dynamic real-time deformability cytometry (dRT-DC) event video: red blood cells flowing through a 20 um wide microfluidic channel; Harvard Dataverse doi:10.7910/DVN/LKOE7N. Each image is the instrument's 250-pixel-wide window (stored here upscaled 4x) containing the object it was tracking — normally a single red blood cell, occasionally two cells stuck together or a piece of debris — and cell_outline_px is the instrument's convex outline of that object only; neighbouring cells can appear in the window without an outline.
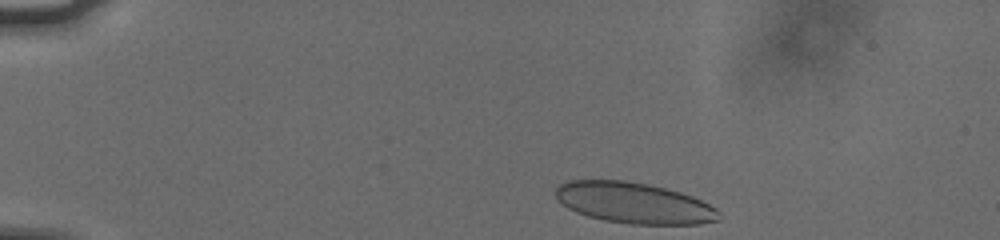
{"species": "human", "species_latin": "Homo sapiens", "temperature_condition": "cold", "stored_images_in_passage": 38, "camera_frame_rate_fps": 3000, "um_per_image_px": 0.085, "donor": {"sex": "male"}, "frame": {"image": 1, "passage_image": 1, "time_ms": 0.0, "image_size_px": [1000, 240], "cell_outline_px": [[720, 220], [700, 224], [632, 224], [604, 220], [588, 216], [576, 212], [568, 208], [556, 196], [556, 188], [560, 184], [568, 180], [624, 180], [648, 184], [680, 192], [692, 196], [716, 208], [720, 212]], "centroid_in_image_um": [53.9, 17.25], "position_along_channel_um": 31.1, "area_um2": 38.78}}
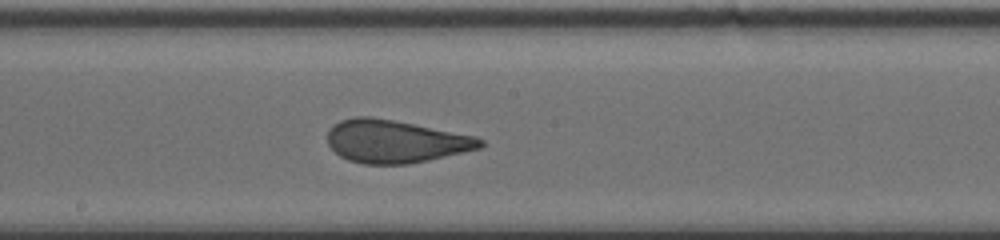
{"frame": {"image": 2, "passage_image": 22, "time_ms": 7.0, "image_size_px": [1000, 240], "cell_outline_px": [[484, 144], [480, 148], [428, 160], [408, 164], [364, 164], [348, 160], [340, 156], [328, 144], [328, 128], [332, 124], [340, 120], [356, 116], [368, 116], [392, 120], [476, 136], [484, 140]], "centroid_in_image_um": [33.57, 12.01], "position_along_channel_um": 214.6, "area_um2": 37.97}}
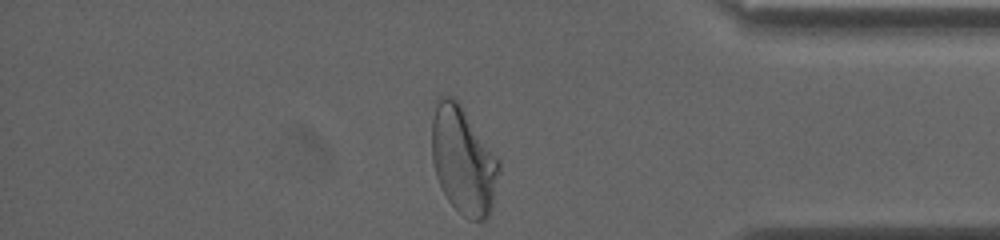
{"frame": {"image": 3, "passage_image": 38, "time_ms": 12.333, "image_size_px": [1000, 240], "cell_outline_px": [[500, 172], [492, 208], [488, 216], [484, 220], [468, 220], [448, 200], [436, 176], [432, 160], [432, 120], [436, 104], [440, 96], [452, 96], [460, 104], [500, 160]], "centroid_in_image_um": [39.39, 13.65], "position_along_channel_um": 395.8, "area_um2": 41.96}, "authors_computed_cell_mechanics": {"area_um2": 38.726, "velocity_mm_per_s": 3.7558, "shape_relaxation_time_tau1_ms": 5.8404, "shape_relaxation_time_tau2_ms": 0.7442, "deformation_change_tau1": 0.1767, "deformation_change_tau2": 0.0724}}